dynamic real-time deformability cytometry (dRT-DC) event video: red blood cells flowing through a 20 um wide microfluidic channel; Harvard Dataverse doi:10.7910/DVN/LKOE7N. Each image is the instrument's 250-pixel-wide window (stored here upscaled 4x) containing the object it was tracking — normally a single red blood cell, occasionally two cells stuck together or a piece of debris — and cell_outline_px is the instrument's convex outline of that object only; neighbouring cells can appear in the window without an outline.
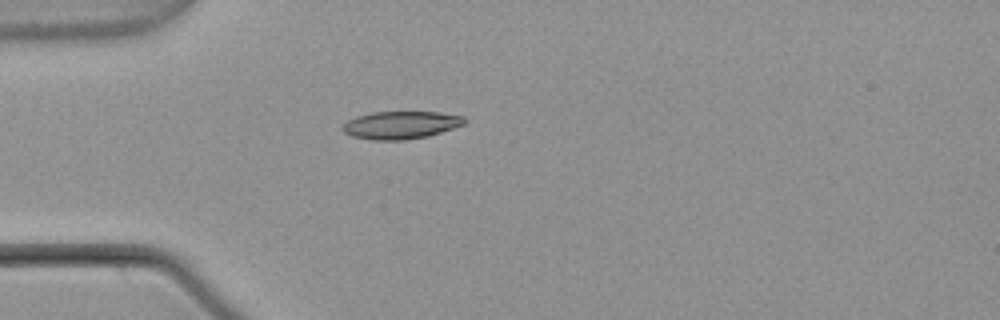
{"species": "common noctule bat (a hibernating species)", "species_latin": "Nyctalus noctula", "temperature_condition": "warm", "stored_images_in_passage": 5, "camera_frame_rate_fps": 3000, "um_per_image_px": 0.085, "animal": {"sex": "male", "body_mass_g": 21.5, "forearm_length_mm": 52.0}, "frame": {"image": 1, "passage_image": 5, "time_ms": 1.333, "image_size_px": [1000, 320], "cell_outline_px": [[468, 120], [464, 124], [428, 136], [404, 140], [372, 140], [352, 136], [344, 132], [340, 128], [348, 120], [356, 116], [372, 112], [440, 112], [464, 116]], "centroid_in_image_um": [34.06, 10.62], "position_along_channel_um": 50.9, "area_um2": 19.71}}